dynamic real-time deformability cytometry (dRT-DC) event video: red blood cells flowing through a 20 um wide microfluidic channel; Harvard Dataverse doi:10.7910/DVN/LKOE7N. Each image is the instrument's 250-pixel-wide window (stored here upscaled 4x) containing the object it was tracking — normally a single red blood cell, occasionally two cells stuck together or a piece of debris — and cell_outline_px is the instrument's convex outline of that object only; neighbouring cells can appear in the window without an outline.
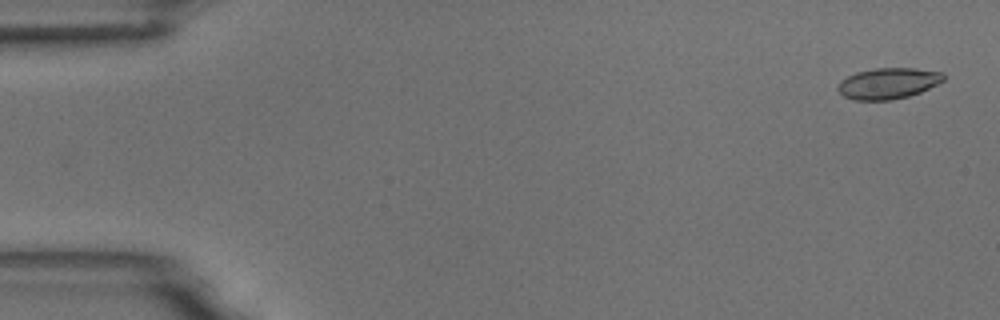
{"species": "common noctule bat (a hibernating species)", "species_latin": "Nyctalus noctula", "temperature_condition": "room temperature", "stored_images_in_passage": 4, "camera_frame_rate_fps": 3000, "um_per_image_px": 0.085, "animal": {"sex": "male", "body_mass_g": 18.8}, "frame": {"image": 1, "passage_image": 1, "time_ms": 0.0, "image_size_px": [1000, 320], "cell_outline_px": [[944, 80], [920, 92], [908, 96], [892, 100], [852, 100], [844, 96], [836, 88], [840, 80], [856, 72], [876, 68], [916, 68], [944, 72]], "centroid_in_image_um": [75.47, 7.08], "position_along_channel_um": 9.5, "area_um2": 19.13}}
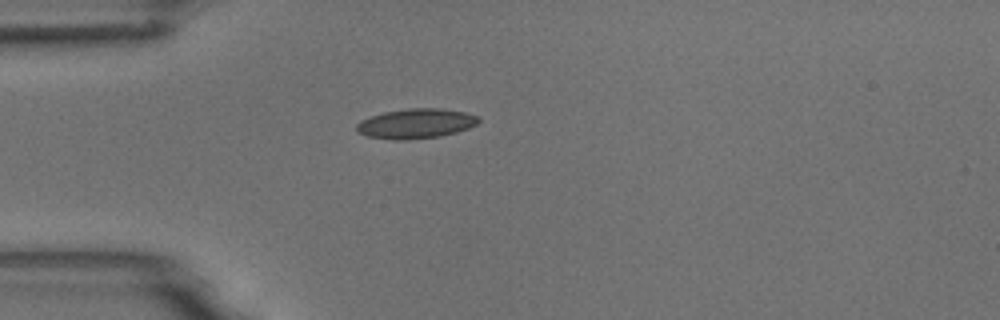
{"frame": {"image": 2, "passage_image": 4, "time_ms": 4.333, "image_size_px": [1000, 320], "cell_outline_px": [[480, 120], [476, 124], [468, 128], [456, 132], [440, 136], [408, 140], [392, 140], [368, 136], [360, 132], [356, 128], [356, 124], [360, 120], [384, 112], [408, 108], [440, 108], [464, 112], [480, 116]], "centroid_in_image_um": [35.37, 10.5], "position_along_channel_um": 49.6, "area_um2": 21.15}}